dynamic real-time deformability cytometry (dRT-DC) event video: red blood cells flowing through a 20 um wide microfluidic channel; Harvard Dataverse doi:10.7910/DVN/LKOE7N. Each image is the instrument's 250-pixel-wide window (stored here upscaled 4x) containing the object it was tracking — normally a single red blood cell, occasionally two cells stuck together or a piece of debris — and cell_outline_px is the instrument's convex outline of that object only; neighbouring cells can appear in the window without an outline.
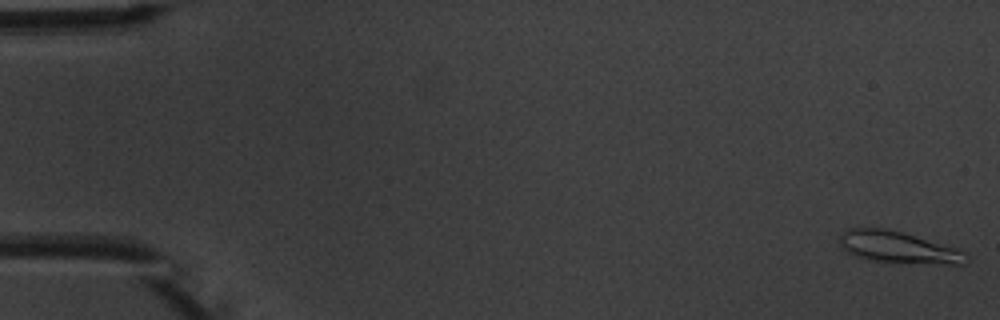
{"species": "common noctule bat (a hibernating species)", "species_latin": "Nyctalus noctula", "temperature_condition": "warm", "stored_images_in_passage": 5, "camera_frame_rate_fps": 3000, "um_per_image_px": 0.085, "animal": {"sex": "male", "body_mass_g": 20.1, "forearm_length_mm": 53.5}, "frame": {"image": 1, "passage_image": 1, "time_ms": 0.0, "image_size_px": [1000, 320], "cell_outline_px": [[968, 256], [964, 264], [948, 264], [872, 260], [856, 256], [848, 252], [840, 244], [840, 236], [848, 228], [888, 228], [960, 248], [968, 252]], "centroid_in_image_um": [76.42, 21.0], "position_along_channel_um": 8.6, "area_um2": 23.18}}